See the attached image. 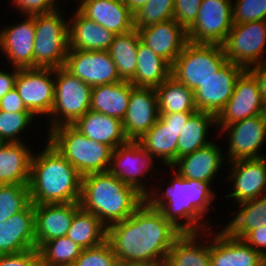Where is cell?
<instances>
[{"label":"cell","mask_w":266,"mask_h":266,"mask_svg":"<svg viewBox=\"0 0 266 266\" xmlns=\"http://www.w3.org/2000/svg\"><path fill=\"white\" fill-rule=\"evenodd\" d=\"M116 266H146L138 263H126V262H118Z\"/></svg>","instance_id":"cell-52"},{"label":"cell","mask_w":266,"mask_h":266,"mask_svg":"<svg viewBox=\"0 0 266 266\" xmlns=\"http://www.w3.org/2000/svg\"><path fill=\"white\" fill-rule=\"evenodd\" d=\"M209 236L210 230L182 233L170 248L165 266H211Z\"/></svg>","instance_id":"cell-28"},{"label":"cell","mask_w":266,"mask_h":266,"mask_svg":"<svg viewBox=\"0 0 266 266\" xmlns=\"http://www.w3.org/2000/svg\"><path fill=\"white\" fill-rule=\"evenodd\" d=\"M245 70L228 61L216 74L202 82L193 91L197 111L217 116L230 99L237 79Z\"/></svg>","instance_id":"cell-17"},{"label":"cell","mask_w":266,"mask_h":266,"mask_svg":"<svg viewBox=\"0 0 266 266\" xmlns=\"http://www.w3.org/2000/svg\"><path fill=\"white\" fill-rule=\"evenodd\" d=\"M0 110L9 113L30 112L26 108L23 100L15 88H13L3 98L0 99Z\"/></svg>","instance_id":"cell-48"},{"label":"cell","mask_w":266,"mask_h":266,"mask_svg":"<svg viewBox=\"0 0 266 266\" xmlns=\"http://www.w3.org/2000/svg\"><path fill=\"white\" fill-rule=\"evenodd\" d=\"M64 67L90 87L121 81L108 51L69 50Z\"/></svg>","instance_id":"cell-16"},{"label":"cell","mask_w":266,"mask_h":266,"mask_svg":"<svg viewBox=\"0 0 266 266\" xmlns=\"http://www.w3.org/2000/svg\"><path fill=\"white\" fill-rule=\"evenodd\" d=\"M145 197L110 171L81 177L80 207L93 213L108 228L130 217Z\"/></svg>","instance_id":"cell-4"},{"label":"cell","mask_w":266,"mask_h":266,"mask_svg":"<svg viewBox=\"0 0 266 266\" xmlns=\"http://www.w3.org/2000/svg\"><path fill=\"white\" fill-rule=\"evenodd\" d=\"M31 249H36L32 202L0 224V255L16 254Z\"/></svg>","instance_id":"cell-25"},{"label":"cell","mask_w":266,"mask_h":266,"mask_svg":"<svg viewBox=\"0 0 266 266\" xmlns=\"http://www.w3.org/2000/svg\"><path fill=\"white\" fill-rule=\"evenodd\" d=\"M33 148L27 143H2L0 145V185H28Z\"/></svg>","instance_id":"cell-30"},{"label":"cell","mask_w":266,"mask_h":266,"mask_svg":"<svg viewBox=\"0 0 266 266\" xmlns=\"http://www.w3.org/2000/svg\"><path fill=\"white\" fill-rule=\"evenodd\" d=\"M82 250L67 236L49 240L38 249L41 266H72Z\"/></svg>","instance_id":"cell-38"},{"label":"cell","mask_w":266,"mask_h":266,"mask_svg":"<svg viewBox=\"0 0 266 266\" xmlns=\"http://www.w3.org/2000/svg\"><path fill=\"white\" fill-rule=\"evenodd\" d=\"M80 208L79 202L34 205L36 249L49 240L65 237Z\"/></svg>","instance_id":"cell-22"},{"label":"cell","mask_w":266,"mask_h":266,"mask_svg":"<svg viewBox=\"0 0 266 266\" xmlns=\"http://www.w3.org/2000/svg\"><path fill=\"white\" fill-rule=\"evenodd\" d=\"M141 40L135 28L123 34L115 35L108 49L116 65L118 75L123 81H131L137 69V50Z\"/></svg>","instance_id":"cell-34"},{"label":"cell","mask_w":266,"mask_h":266,"mask_svg":"<svg viewBox=\"0 0 266 266\" xmlns=\"http://www.w3.org/2000/svg\"><path fill=\"white\" fill-rule=\"evenodd\" d=\"M48 142L78 171L81 177L107 172L113 149L83 135L72 124L48 131Z\"/></svg>","instance_id":"cell-5"},{"label":"cell","mask_w":266,"mask_h":266,"mask_svg":"<svg viewBox=\"0 0 266 266\" xmlns=\"http://www.w3.org/2000/svg\"><path fill=\"white\" fill-rule=\"evenodd\" d=\"M213 126H216L215 115L202 111L193 113L181 130L177 143V159L213 142L207 139L208 131Z\"/></svg>","instance_id":"cell-33"},{"label":"cell","mask_w":266,"mask_h":266,"mask_svg":"<svg viewBox=\"0 0 266 266\" xmlns=\"http://www.w3.org/2000/svg\"><path fill=\"white\" fill-rule=\"evenodd\" d=\"M76 8L88 19L95 21L114 34L134 29V13L124 0H78Z\"/></svg>","instance_id":"cell-24"},{"label":"cell","mask_w":266,"mask_h":266,"mask_svg":"<svg viewBox=\"0 0 266 266\" xmlns=\"http://www.w3.org/2000/svg\"><path fill=\"white\" fill-rule=\"evenodd\" d=\"M13 8L18 9L23 16L48 13L57 9V0H10ZM59 2V0H58Z\"/></svg>","instance_id":"cell-45"},{"label":"cell","mask_w":266,"mask_h":266,"mask_svg":"<svg viewBox=\"0 0 266 266\" xmlns=\"http://www.w3.org/2000/svg\"><path fill=\"white\" fill-rule=\"evenodd\" d=\"M202 0H174V17L186 31L197 19Z\"/></svg>","instance_id":"cell-44"},{"label":"cell","mask_w":266,"mask_h":266,"mask_svg":"<svg viewBox=\"0 0 266 266\" xmlns=\"http://www.w3.org/2000/svg\"><path fill=\"white\" fill-rule=\"evenodd\" d=\"M117 263L116 255L105 241L97 247L83 249L72 266H116Z\"/></svg>","instance_id":"cell-43"},{"label":"cell","mask_w":266,"mask_h":266,"mask_svg":"<svg viewBox=\"0 0 266 266\" xmlns=\"http://www.w3.org/2000/svg\"><path fill=\"white\" fill-rule=\"evenodd\" d=\"M266 20V0H235L232 3L233 23Z\"/></svg>","instance_id":"cell-42"},{"label":"cell","mask_w":266,"mask_h":266,"mask_svg":"<svg viewBox=\"0 0 266 266\" xmlns=\"http://www.w3.org/2000/svg\"><path fill=\"white\" fill-rule=\"evenodd\" d=\"M217 128L219 134L226 133L228 139V154L227 156L224 154L227 163L266 157L263 153H259L266 142V113Z\"/></svg>","instance_id":"cell-13"},{"label":"cell","mask_w":266,"mask_h":266,"mask_svg":"<svg viewBox=\"0 0 266 266\" xmlns=\"http://www.w3.org/2000/svg\"><path fill=\"white\" fill-rule=\"evenodd\" d=\"M34 152L28 183L30 201L39 204L79 202L81 176L48 141Z\"/></svg>","instance_id":"cell-3"},{"label":"cell","mask_w":266,"mask_h":266,"mask_svg":"<svg viewBox=\"0 0 266 266\" xmlns=\"http://www.w3.org/2000/svg\"><path fill=\"white\" fill-rule=\"evenodd\" d=\"M11 68V72L0 70V99L15 88V79L18 73V68L12 66Z\"/></svg>","instance_id":"cell-50"},{"label":"cell","mask_w":266,"mask_h":266,"mask_svg":"<svg viewBox=\"0 0 266 266\" xmlns=\"http://www.w3.org/2000/svg\"><path fill=\"white\" fill-rule=\"evenodd\" d=\"M91 90L92 87L64 66L55 68L54 102L47 118L48 130L63 124H73L90 110Z\"/></svg>","instance_id":"cell-8"},{"label":"cell","mask_w":266,"mask_h":266,"mask_svg":"<svg viewBox=\"0 0 266 266\" xmlns=\"http://www.w3.org/2000/svg\"><path fill=\"white\" fill-rule=\"evenodd\" d=\"M15 89L36 118L41 115L49 117L54 102L55 69L18 68Z\"/></svg>","instance_id":"cell-12"},{"label":"cell","mask_w":266,"mask_h":266,"mask_svg":"<svg viewBox=\"0 0 266 266\" xmlns=\"http://www.w3.org/2000/svg\"><path fill=\"white\" fill-rule=\"evenodd\" d=\"M157 93L152 87H136L132 84L127 112L122 120L128 140L138 141L158 120Z\"/></svg>","instance_id":"cell-19"},{"label":"cell","mask_w":266,"mask_h":266,"mask_svg":"<svg viewBox=\"0 0 266 266\" xmlns=\"http://www.w3.org/2000/svg\"><path fill=\"white\" fill-rule=\"evenodd\" d=\"M249 246L258 251L266 259V225L250 230L242 238Z\"/></svg>","instance_id":"cell-47"},{"label":"cell","mask_w":266,"mask_h":266,"mask_svg":"<svg viewBox=\"0 0 266 266\" xmlns=\"http://www.w3.org/2000/svg\"><path fill=\"white\" fill-rule=\"evenodd\" d=\"M146 266H165V264H155V265H146Z\"/></svg>","instance_id":"cell-53"},{"label":"cell","mask_w":266,"mask_h":266,"mask_svg":"<svg viewBox=\"0 0 266 266\" xmlns=\"http://www.w3.org/2000/svg\"><path fill=\"white\" fill-rule=\"evenodd\" d=\"M156 160L139 141L128 140L112 151L109 171L120 181L132 186L146 197L150 189L143 180L149 179H145L146 176L154 177L151 172L156 169L154 166V163H157Z\"/></svg>","instance_id":"cell-10"},{"label":"cell","mask_w":266,"mask_h":266,"mask_svg":"<svg viewBox=\"0 0 266 266\" xmlns=\"http://www.w3.org/2000/svg\"><path fill=\"white\" fill-rule=\"evenodd\" d=\"M131 91L132 83L123 80L94 86L91 90L90 110L122 121L127 112Z\"/></svg>","instance_id":"cell-31"},{"label":"cell","mask_w":266,"mask_h":266,"mask_svg":"<svg viewBox=\"0 0 266 266\" xmlns=\"http://www.w3.org/2000/svg\"><path fill=\"white\" fill-rule=\"evenodd\" d=\"M216 141L182 156L171 166L185 179L212 182L226 160ZM177 167V168H176Z\"/></svg>","instance_id":"cell-26"},{"label":"cell","mask_w":266,"mask_h":266,"mask_svg":"<svg viewBox=\"0 0 266 266\" xmlns=\"http://www.w3.org/2000/svg\"><path fill=\"white\" fill-rule=\"evenodd\" d=\"M226 166L231 172L226 181H232L233 191L225 198L239 204L266 195V157L235 160Z\"/></svg>","instance_id":"cell-18"},{"label":"cell","mask_w":266,"mask_h":266,"mask_svg":"<svg viewBox=\"0 0 266 266\" xmlns=\"http://www.w3.org/2000/svg\"><path fill=\"white\" fill-rule=\"evenodd\" d=\"M222 47L228 61L246 70L266 62V20L233 23Z\"/></svg>","instance_id":"cell-9"},{"label":"cell","mask_w":266,"mask_h":266,"mask_svg":"<svg viewBox=\"0 0 266 266\" xmlns=\"http://www.w3.org/2000/svg\"><path fill=\"white\" fill-rule=\"evenodd\" d=\"M167 168H171L169 172H173V179L165 186L164 191L161 187L158 189L156 184H150V193L145 201L159 210L182 233L209 231L212 223L205 221L204 216L212 209L210 205L217 196L211 188L213 183L185 179L177 171H173V167Z\"/></svg>","instance_id":"cell-2"},{"label":"cell","mask_w":266,"mask_h":266,"mask_svg":"<svg viewBox=\"0 0 266 266\" xmlns=\"http://www.w3.org/2000/svg\"><path fill=\"white\" fill-rule=\"evenodd\" d=\"M141 41L171 66L188 42L187 31L174 19L139 29Z\"/></svg>","instance_id":"cell-23"},{"label":"cell","mask_w":266,"mask_h":266,"mask_svg":"<svg viewBox=\"0 0 266 266\" xmlns=\"http://www.w3.org/2000/svg\"><path fill=\"white\" fill-rule=\"evenodd\" d=\"M149 0H124L125 5L133 12H137Z\"/></svg>","instance_id":"cell-51"},{"label":"cell","mask_w":266,"mask_h":266,"mask_svg":"<svg viewBox=\"0 0 266 266\" xmlns=\"http://www.w3.org/2000/svg\"><path fill=\"white\" fill-rule=\"evenodd\" d=\"M247 70L257 80L261 98L266 108V62L251 66Z\"/></svg>","instance_id":"cell-49"},{"label":"cell","mask_w":266,"mask_h":266,"mask_svg":"<svg viewBox=\"0 0 266 266\" xmlns=\"http://www.w3.org/2000/svg\"><path fill=\"white\" fill-rule=\"evenodd\" d=\"M69 20V50L108 51L115 35L78 9Z\"/></svg>","instance_id":"cell-27"},{"label":"cell","mask_w":266,"mask_h":266,"mask_svg":"<svg viewBox=\"0 0 266 266\" xmlns=\"http://www.w3.org/2000/svg\"><path fill=\"white\" fill-rule=\"evenodd\" d=\"M62 15L59 7L48 13L31 15L35 27L33 68L55 69L65 65L69 51V21Z\"/></svg>","instance_id":"cell-6"},{"label":"cell","mask_w":266,"mask_h":266,"mask_svg":"<svg viewBox=\"0 0 266 266\" xmlns=\"http://www.w3.org/2000/svg\"><path fill=\"white\" fill-rule=\"evenodd\" d=\"M30 202L28 185H0V224L22 211Z\"/></svg>","instance_id":"cell-39"},{"label":"cell","mask_w":266,"mask_h":266,"mask_svg":"<svg viewBox=\"0 0 266 266\" xmlns=\"http://www.w3.org/2000/svg\"><path fill=\"white\" fill-rule=\"evenodd\" d=\"M72 125L89 139L106 144L113 150L128 141L122 121L99 112L88 110Z\"/></svg>","instance_id":"cell-29"},{"label":"cell","mask_w":266,"mask_h":266,"mask_svg":"<svg viewBox=\"0 0 266 266\" xmlns=\"http://www.w3.org/2000/svg\"><path fill=\"white\" fill-rule=\"evenodd\" d=\"M234 218L223 230L232 237L242 239L250 230L266 225V195L237 204Z\"/></svg>","instance_id":"cell-37"},{"label":"cell","mask_w":266,"mask_h":266,"mask_svg":"<svg viewBox=\"0 0 266 266\" xmlns=\"http://www.w3.org/2000/svg\"><path fill=\"white\" fill-rule=\"evenodd\" d=\"M216 232L210 230L211 266H264L265 258L243 239L232 237L222 228Z\"/></svg>","instance_id":"cell-20"},{"label":"cell","mask_w":266,"mask_h":266,"mask_svg":"<svg viewBox=\"0 0 266 266\" xmlns=\"http://www.w3.org/2000/svg\"><path fill=\"white\" fill-rule=\"evenodd\" d=\"M257 80L245 70L237 79L233 94L216 116V127H225L231 123L265 114Z\"/></svg>","instance_id":"cell-15"},{"label":"cell","mask_w":266,"mask_h":266,"mask_svg":"<svg viewBox=\"0 0 266 266\" xmlns=\"http://www.w3.org/2000/svg\"><path fill=\"white\" fill-rule=\"evenodd\" d=\"M233 0H202L197 19L187 30L188 42L222 45L233 26Z\"/></svg>","instance_id":"cell-11"},{"label":"cell","mask_w":266,"mask_h":266,"mask_svg":"<svg viewBox=\"0 0 266 266\" xmlns=\"http://www.w3.org/2000/svg\"><path fill=\"white\" fill-rule=\"evenodd\" d=\"M227 62L222 45L187 42L172 65L171 76L194 91Z\"/></svg>","instance_id":"cell-7"},{"label":"cell","mask_w":266,"mask_h":266,"mask_svg":"<svg viewBox=\"0 0 266 266\" xmlns=\"http://www.w3.org/2000/svg\"><path fill=\"white\" fill-rule=\"evenodd\" d=\"M0 266H41L38 249L0 255Z\"/></svg>","instance_id":"cell-46"},{"label":"cell","mask_w":266,"mask_h":266,"mask_svg":"<svg viewBox=\"0 0 266 266\" xmlns=\"http://www.w3.org/2000/svg\"><path fill=\"white\" fill-rule=\"evenodd\" d=\"M159 114L195 113L193 90L170 76L155 88Z\"/></svg>","instance_id":"cell-35"},{"label":"cell","mask_w":266,"mask_h":266,"mask_svg":"<svg viewBox=\"0 0 266 266\" xmlns=\"http://www.w3.org/2000/svg\"><path fill=\"white\" fill-rule=\"evenodd\" d=\"M174 17V0H149L134 13V27L143 29Z\"/></svg>","instance_id":"cell-40"},{"label":"cell","mask_w":266,"mask_h":266,"mask_svg":"<svg viewBox=\"0 0 266 266\" xmlns=\"http://www.w3.org/2000/svg\"><path fill=\"white\" fill-rule=\"evenodd\" d=\"M192 114H159L157 122L138 141L164 167H171L177 160V143L181 130Z\"/></svg>","instance_id":"cell-14"},{"label":"cell","mask_w":266,"mask_h":266,"mask_svg":"<svg viewBox=\"0 0 266 266\" xmlns=\"http://www.w3.org/2000/svg\"><path fill=\"white\" fill-rule=\"evenodd\" d=\"M35 118L31 112L9 113L0 110V140L4 143L24 142L25 140L20 138L21 134L27 131Z\"/></svg>","instance_id":"cell-41"},{"label":"cell","mask_w":266,"mask_h":266,"mask_svg":"<svg viewBox=\"0 0 266 266\" xmlns=\"http://www.w3.org/2000/svg\"><path fill=\"white\" fill-rule=\"evenodd\" d=\"M66 236L82 249L103 244L107 237V227L93 213L80 208L74 215Z\"/></svg>","instance_id":"cell-36"},{"label":"cell","mask_w":266,"mask_h":266,"mask_svg":"<svg viewBox=\"0 0 266 266\" xmlns=\"http://www.w3.org/2000/svg\"><path fill=\"white\" fill-rule=\"evenodd\" d=\"M19 23L0 30V50L10 62V67L33 68L35 39L34 18L25 15Z\"/></svg>","instance_id":"cell-21"},{"label":"cell","mask_w":266,"mask_h":266,"mask_svg":"<svg viewBox=\"0 0 266 266\" xmlns=\"http://www.w3.org/2000/svg\"><path fill=\"white\" fill-rule=\"evenodd\" d=\"M182 234L146 201L127 219L107 228L106 241L118 262L164 264L174 241Z\"/></svg>","instance_id":"cell-1"},{"label":"cell","mask_w":266,"mask_h":266,"mask_svg":"<svg viewBox=\"0 0 266 266\" xmlns=\"http://www.w3.org/2000/svg\"><path fill=\"white\" fill-rule=\"evenodd\" d=\"M172 66L141 40L137 50V69L130 81L136 87L156 88L171 76Z\"/></svg>","instance_id":"cell-32"}]
</instances>
